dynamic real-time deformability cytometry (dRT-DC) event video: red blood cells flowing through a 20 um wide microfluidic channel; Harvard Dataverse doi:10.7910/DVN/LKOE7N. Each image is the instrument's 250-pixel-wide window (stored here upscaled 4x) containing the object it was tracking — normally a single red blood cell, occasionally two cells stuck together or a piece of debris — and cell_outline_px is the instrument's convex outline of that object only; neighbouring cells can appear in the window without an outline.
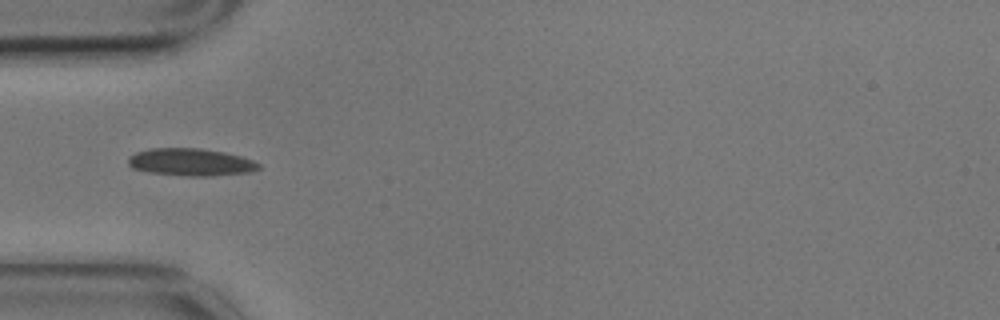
{"species": "common noctule bat (a hibernating species)", "species_latin": "Nyctalus noctula", "temperature_condition": "cold", "stored_images_in_passage": 1, "camera_frame_rate_fps": 3000, "um_per_image_px": 0.085, "animal": {"sex": "male", "body_mass_g": 17.9}, "frame": {"image": 1, "passage_image": 1, "time_ms": 0.0, "image_size_px": [1000, 320], "cell_outline_px": [[260, 168], [248, 172], [212, 176], [188, 176], [152, 172], [132, 168], [128, 164], [128, 156], [136, 152], [152, 148], [200, 148], [224, 152], [240, 156], [252, 160], [260, 164]], "centroid_in_image_um": [16.2, 13.77], "position_along_channel_um": 68.8, "area_um2": 20.69}}